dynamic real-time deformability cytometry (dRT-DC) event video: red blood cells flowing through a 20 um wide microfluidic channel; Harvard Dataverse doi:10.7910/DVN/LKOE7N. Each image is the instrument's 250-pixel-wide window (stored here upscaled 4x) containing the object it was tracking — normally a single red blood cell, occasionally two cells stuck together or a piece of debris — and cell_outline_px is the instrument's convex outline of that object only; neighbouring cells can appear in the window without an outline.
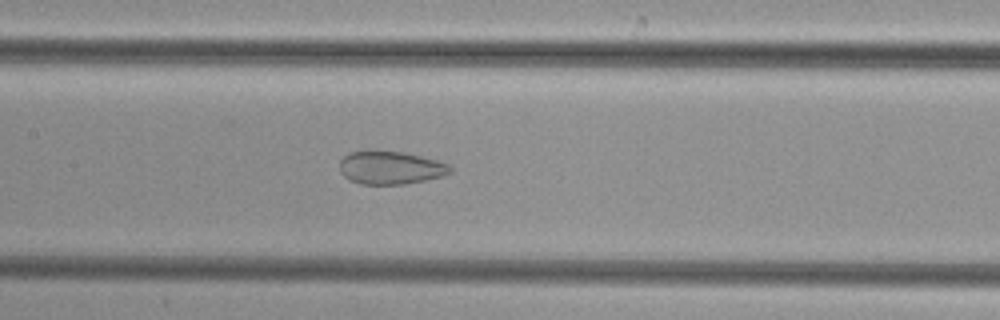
{"species": "common noctule bat (a hibernating species)", "species_latin": "Nyctalus noctula", "temperature_condition": "cold", "stored_images_in_passage": 34, "camera_frame_rate_fps": 3000, "um_per_image_px": 0.085, "animal": {"sex": "female", "body_mass_g": 29.2, "forearm_length_mm": 56.3}, "frame": {"image": 1, "passage_image": 8, "time_ms": 2.333, "image_size_px": [1000, 320], "cell_outline_px": [[452, 172], [440, 176], [424, 180], [404, 184], [360, 184], [348, 180], [340, 172], [340, 160], [348, 152], [404, 152], [436, 160], [448, 164], [452, 168]], "centroid_in_image_um": [33.17, 14.27], "position_along_channel_um": 174.2, "area_um2": 20.98}}
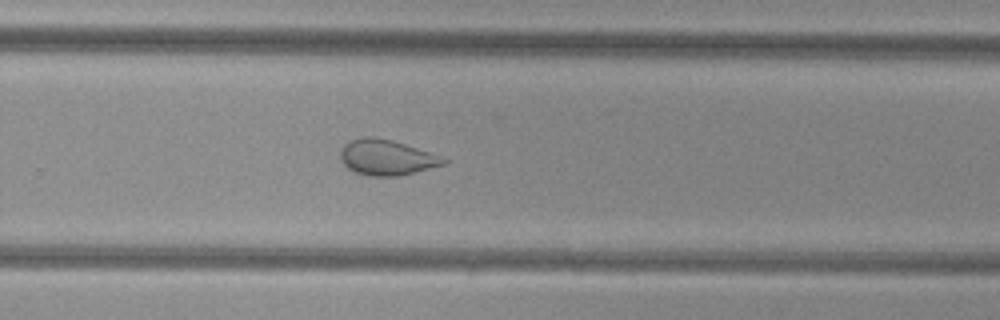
{"frame": {"image": 2, "passage_image": 17, "time_ms": 5.333, "image_size_px": [1000, 320], "cell_outline_px": [[448, 160], [444, 164], [400, 176], [368, 176], [356, 172], [348, 168], [340, 160], [340, 152], [344, 144], [352, 140], [364, 136], [372, 136], [392, 140], [440, 156]], "centroid_in_image_um": [32.82, 13.38], "position_along_channel_um": 297.0, "area_um2": 21.1}}
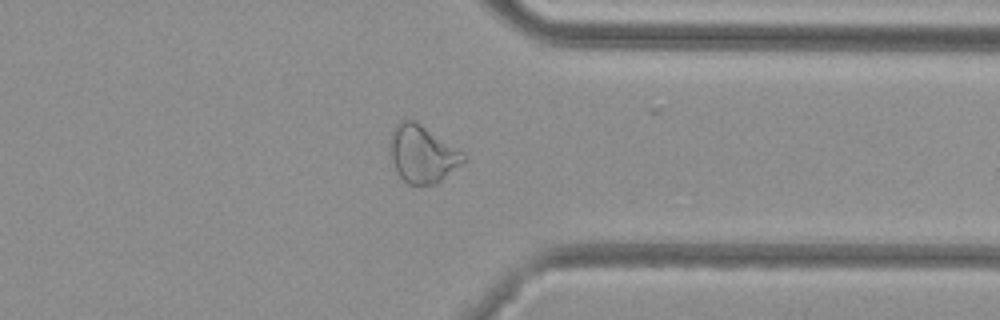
{"frame": {"image": 3, "passage_image": 23, "time_ms": 7.333, "image_size_px": [1000, 320], "cell_outline_px": [[468, 160], [436, 184], [408, 184], [400, 176], [392, 160], [388, 148], [388, 144], [392, 132], [396, 124], [404, 116], [416, 120], [464, 152], [468, 156]], "centroid_in_image_um": [35.92, 13.04], "position_along_channel_um": 375.5, "area_um2": 25.09}}